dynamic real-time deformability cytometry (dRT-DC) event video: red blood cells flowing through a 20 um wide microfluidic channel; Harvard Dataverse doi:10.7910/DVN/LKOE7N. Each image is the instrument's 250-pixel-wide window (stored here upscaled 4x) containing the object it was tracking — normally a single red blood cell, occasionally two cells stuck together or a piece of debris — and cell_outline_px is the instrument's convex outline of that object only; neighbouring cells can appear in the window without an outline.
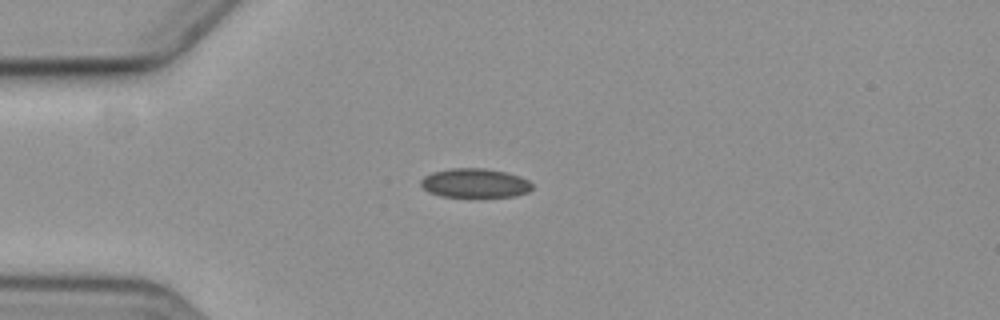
{"species": "common noctule bat (a hibernating species)", "species_latin": "Nyctalus noctula", "temperature_condition": "cold", "stored_images_in_passage": 4, "camera_frame_rate_fps": 3000, "um_per_image_px": 0.085, "animal": {"sex": "female", "body_mass_g": 19.3, "forearm_length_mm": 54.1}, "frame": {"image": 1, "passage_image": 1, "time_ms": 0.0, "image_size_px": [1000, 320], "cell_outline_px": [[532, 188], [528, 192], [512, 196], [440, 196], [428, 192], [420, 184], [420, 180], [424, 176], [432, 172], [452, 168], [484, 168], [508, 172], [520, 176], [528, 180], [532, 184]], "centroid_in_image_um": [40.36, 15.54], "position_along_channel_um": 44.6, "area_um2": 18.84}}
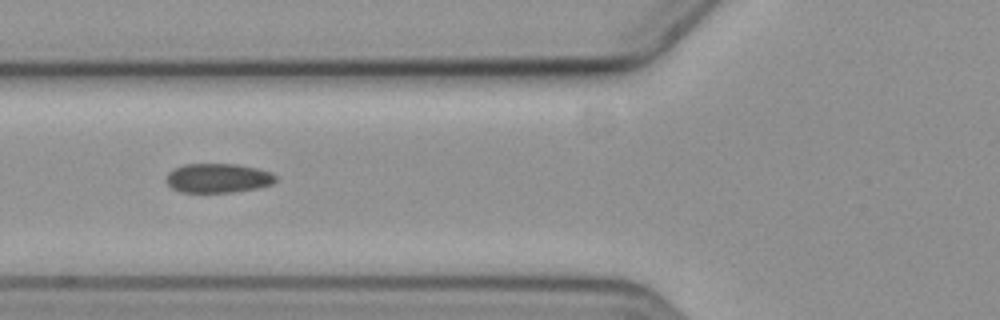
{"frame": {"image": 2, "passage_image": 3, "time_ms": 2.333, "image_size_px": [1000, 320], "cell_outline_px": [[276, 180], [272, 184], [256, 188], [232, 192], [180, 192], [172, 188], [164, 180], [168, 172], [184, 164], [236, 164], [256, 168], [272, 172], [276, 176]], "centroid_in_image_um": [18.51, 15.14], "position_along_channel_um": 107.3, "area_um2": 18.67}}
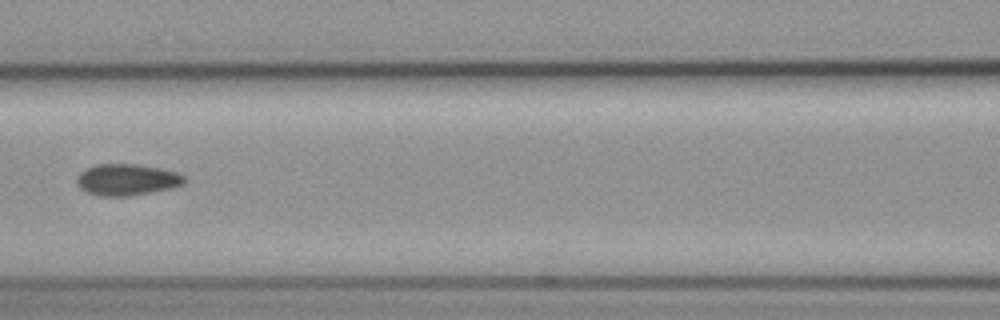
{"frame": {"image": 3, "passage_image": 4, "time_ms": 3.667, "image_size_px": [1000, 320], "cell_outline_px": [[188, 180], [184, 184], [172, 188], [128, 196], [100, 196], [88, 192], [80, 188], [76, 184], [76, 180], [80, 172], [96, 164], [136, 164], [160, 168], [176, 172], [184, 176]], "centroid_in_image_um": [10.8, 15.27], "position_along_channel_um": 155.8, "area_um2": 19.71}}